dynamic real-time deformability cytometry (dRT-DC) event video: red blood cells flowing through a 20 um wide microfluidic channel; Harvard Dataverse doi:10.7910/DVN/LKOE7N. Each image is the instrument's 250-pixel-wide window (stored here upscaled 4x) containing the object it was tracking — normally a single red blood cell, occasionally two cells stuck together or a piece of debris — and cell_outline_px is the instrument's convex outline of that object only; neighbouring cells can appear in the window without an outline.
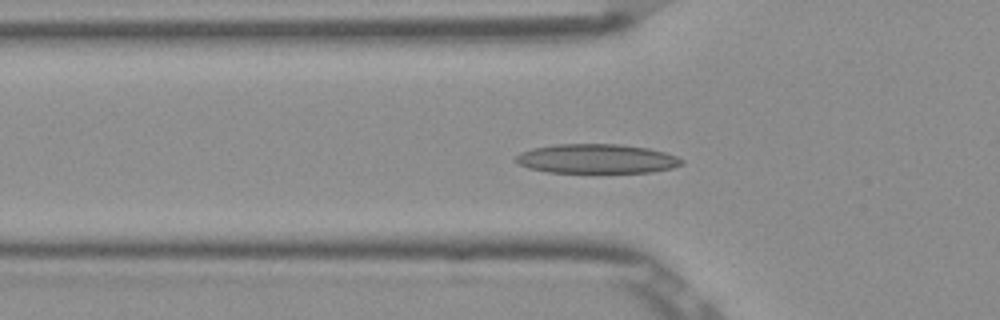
{"species": "Egyptian fruit bat (a non-hibernating species)", "species_latin": "Rousettus aegyptiacus", "temperature_condition": "room temperature", "stored_images_in_passage": 54, "camera_frame_rate_fps": 3000, "um_per_image_px": 0.085, "frame": {"image": 1, "passage_image": 18, "time_ms": 5.667, "image_size_px": [1000, 320], "cell_outline_px": [[684, 164], [672, 168], [652, 172], [548, 172], [528, 168], [520, 164], [516, 160], [516, 156], [520, 152], [532, 148], [556, 144], [616, 144], [648, 148], [664, 152], [676, 156], [684, 160]], "centroid_in_image_um": [50.73, 13.49], "position_along_channel_um": 75.1, "area_um2": 28.26}}
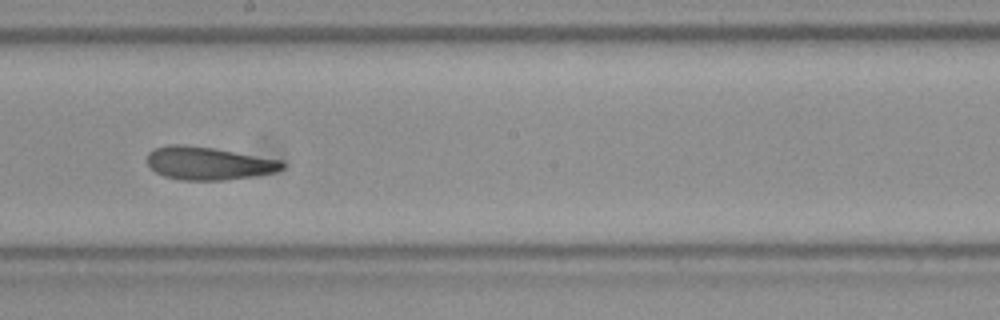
{"frame": {"image": 2, "passage_image": 30, "time_ms": 9.667, "image_size_px": [1000, 320], "cell_outline_px": [[284, 168], [276, 172], [252, 176], [224, 180], [180, 180], [164, 176], [156, 172], [148, 164], [148, 152], [156, 148], [168, 144], [180, 144], [212, 148], [284, 160]], "centroid_in_image_um": [17.74, 13.88], "position_along_channel_um": 230.5, "area_um2": 25.89}}
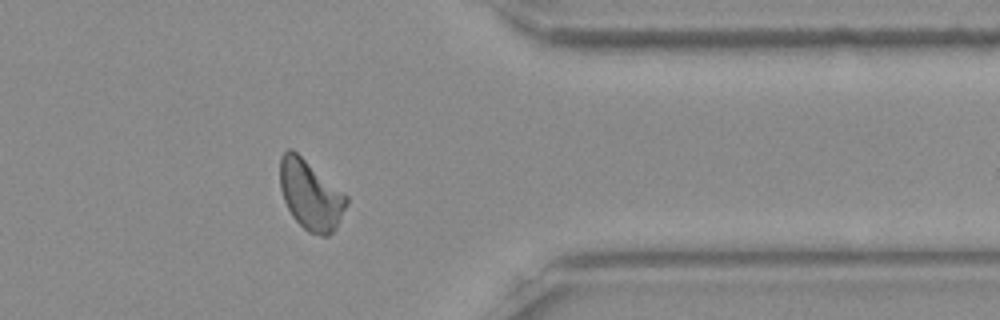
{"frame": {"image": 3, "passage_image": 43, "time_ms": 14.0, "image_size_px": [1000, 320], "cell_outline_px": [[348, 204], [336, 228], [328, 236], [320, 236], [308, 232], [292, 216], [284, 200], [280, 188], [280, 156], [288, 148], [292, 148], [348, 196]], "centroid_in_image_um": [26.4, 16.57], "position_along_channel_um": 385.0, "area_um2": 26.93}, "authors_computed_cell_mechanics": {"area_um2": 26.299, "velocity_mm_per_s": 3.8671, "shape_relaxation_time_tau1_ms": 4.1059, "shape_relaxation_time_tau2_ms": 1.6156, "deformation_change_tau1": 0.1427, "deformation_change_tau2": 0.0774}}